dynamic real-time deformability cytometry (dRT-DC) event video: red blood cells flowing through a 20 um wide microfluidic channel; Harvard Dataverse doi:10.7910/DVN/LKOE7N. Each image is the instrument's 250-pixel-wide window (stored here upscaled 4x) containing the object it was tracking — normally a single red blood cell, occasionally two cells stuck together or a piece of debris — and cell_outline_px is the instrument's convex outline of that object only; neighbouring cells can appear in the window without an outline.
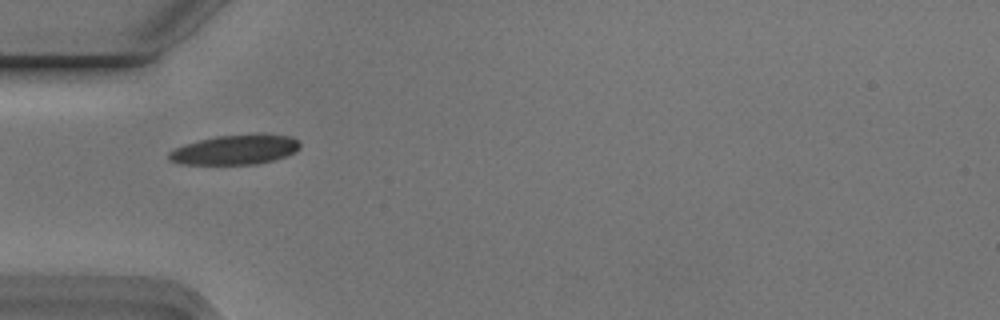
{"species": "Egyptian fruit bat (a non-hibernating species)", "species_latin": "Rousettus aegyptiacus", "temperature_condition": "cold", "stored_images_in_passage": 3, "camera_frame_rate_fps": 3000, "um_per_image_px": 0.085, "animal": {"sex": "male"}, "frame": {"image": 1, "passage_image": 1, "time_ms": 0.0, "image_size_px": [1000, 320], "cell_outline_px": [[300, 148], [296, 152], [272, 160], [256, 164], [184, 164], [168, 160], [168, 152], [184, 144], [216, 136], [292, 136], [300, 144]], "centroid_in_image_um": [19.94, 12.76], "position_along_channel_um": 65.1, "area_um2": 21.91}}
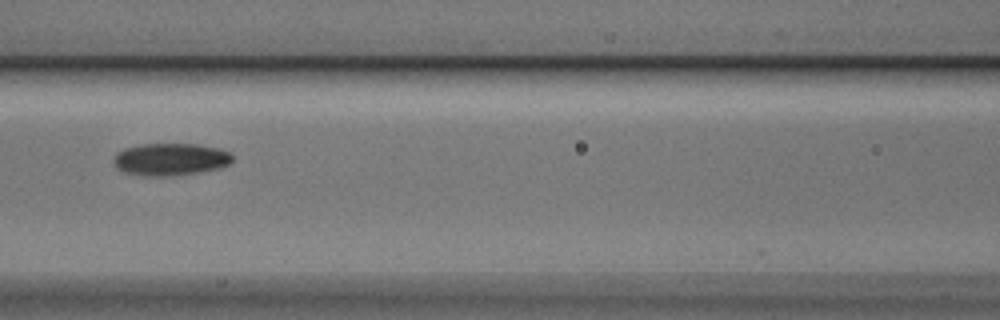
{"frame": {"image": 2, "passage_image": 3, "time_ms": 0.667, "image_size_px": [1000, 320], "cell_outline_px": [[232, 160], [228, 164], [220, 168], [196, 172], [168, 176], [152, 176], [124, 172], [116, 168], [112, 160], [112, 156], [116, 152], [124, 148], [140, 144], [196, 144], [216, 148], [228, 152], [232, 156]], "centroid_in_image_um": [14.42, 13.53], "position_along_channel_um": 152.2, "area_um2": 22.25}}